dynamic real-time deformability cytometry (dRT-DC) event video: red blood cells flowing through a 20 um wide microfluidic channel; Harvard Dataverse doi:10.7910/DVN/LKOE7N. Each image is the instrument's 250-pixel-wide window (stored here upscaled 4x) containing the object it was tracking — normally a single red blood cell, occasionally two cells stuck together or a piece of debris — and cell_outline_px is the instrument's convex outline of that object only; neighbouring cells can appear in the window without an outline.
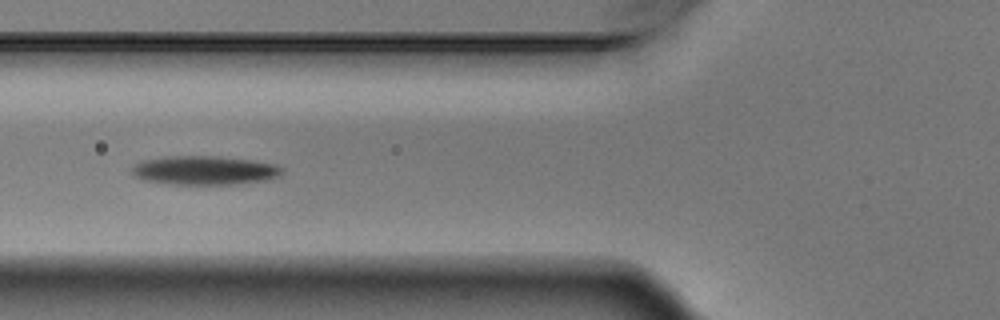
{"species": "Egyptian fruit bat (a non-hibernating species)", "species_latin": "Rousettus aegyptiacus", "temperature_condition": "warm", "stored_images_in_passage": 6, "camera_frame_rate_fps": 3000, "um_per_image_px": 0.085, "animal": {"sex": "male"}, "frame": {"image": 1, "passage_image": 2, "time_ms": 0.333, "image_size_px": [1000, 320], "cell_outline_px": [[284, 168], [280, 176], [264, 180], [232, 184], [172, 184], [144, 180], [132, 176], [132, 164], [140, 160], [164, 156], [220, 156], [252, 160], [276, 164]], "centroid_in_image_um": [17.33, 14.46], "position_along_channel_um": 108.5, "area_um2": 25.55}}
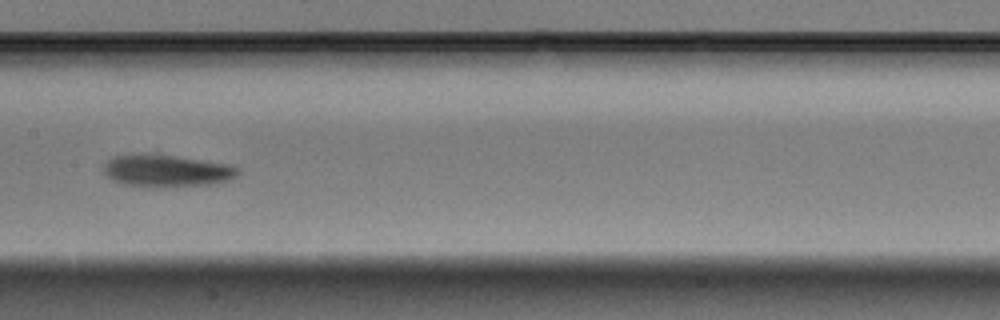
{"frame": {"image": 2, "passage_image": 4, "time_ms": 1.0, "image_size_px": [1000, 320], "cell_outline_px": [[240, 172], [236, 176], [228, 180], [208, 184], [124, 184], [112, 180], [104, 172], [104, 164], [112, 156], [140, 152], [176, 156], [232, 164], [240, 168]], "centroid_in_image_um": [14.17, 14.43], "position_along_channel_um": 193.2, "area_um2": 24.45}}
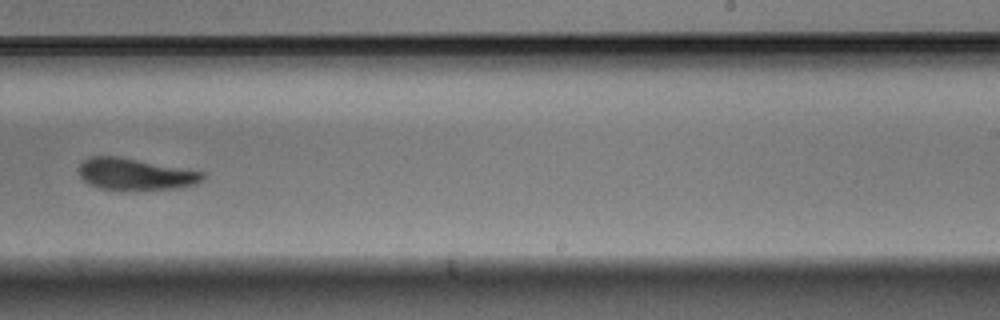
{"frame": {"image": 3, "passage_image": 6, "time_ms": 1.667, "image_size_px": [1000, 320], "cell_outline_px": [[204, 180], [196, 184], [184, 188], [132, 192], [120, 192], [100, 188], [88, 184], [80, 176], [76, 168], [88, 156], [116, 156], [204, 172]], "centroid_in_image_um": [11.48, 14.86], "position_along_channel_um": 277.5, "area_um2": 23.76}}